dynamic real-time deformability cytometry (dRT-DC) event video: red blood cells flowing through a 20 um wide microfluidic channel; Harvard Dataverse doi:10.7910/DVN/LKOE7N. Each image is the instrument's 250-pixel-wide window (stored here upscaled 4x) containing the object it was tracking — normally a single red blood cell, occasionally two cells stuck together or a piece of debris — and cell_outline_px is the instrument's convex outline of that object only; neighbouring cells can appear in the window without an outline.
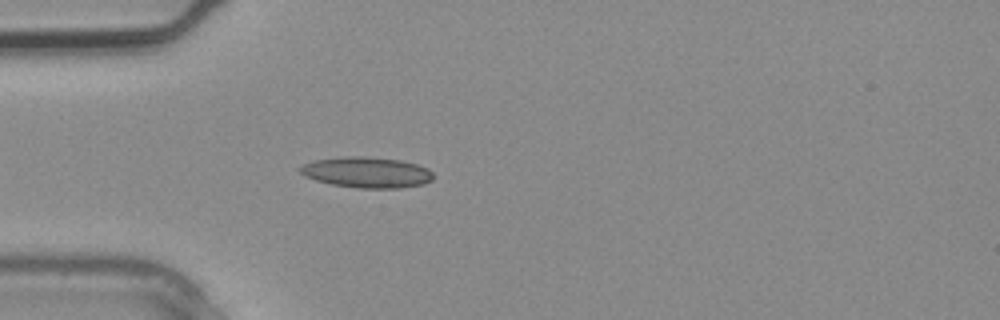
{"species": "common noctule bat (a hibernating species)", "species_latin": "Nyctalus noctula", "temperature_condition": "warm", "stored_images_in_passage": 1, "camera_frame_rate_fps": 3000, "um_per_image_px": 0.085, "animal": {"sex": "male", "body_mass_g": 20.4}, "frame": {"image": 1, "passage_image": 1, "time_ms": 0.0, "image_size_px": [1000, 320], "cell_outline_px": [[432, 180], [424, 184], [400, 188], [360, 188], [332, 184], [316, 180], [304, 176], [296, 168], [300, 164], [312, 160], [340, 156], [364, 156], [400, 160], [416, 164], [428, 168], [432, 172]], "centroid_in_image_um": [31.11, 14.64], "position_along_channel_um": 53.9, "area_um2": 24.16}}